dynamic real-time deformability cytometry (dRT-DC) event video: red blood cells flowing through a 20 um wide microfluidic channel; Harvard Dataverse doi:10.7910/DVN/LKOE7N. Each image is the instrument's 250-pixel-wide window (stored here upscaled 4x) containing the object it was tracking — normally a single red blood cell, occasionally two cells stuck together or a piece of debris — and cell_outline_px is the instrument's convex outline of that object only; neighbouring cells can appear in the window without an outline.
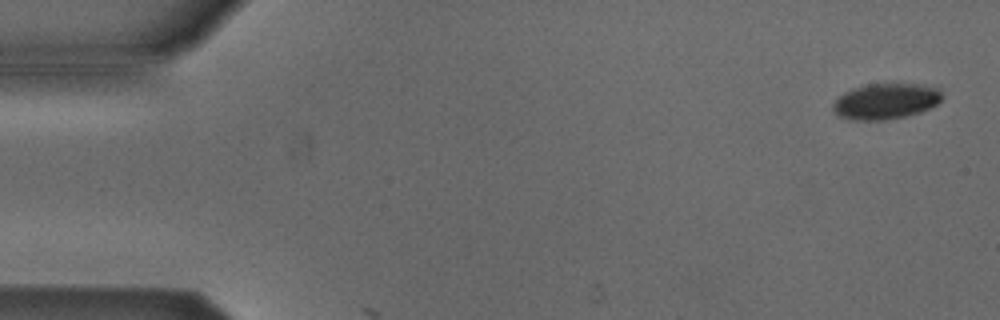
{"species": "Egyptian fruit bat (a non-hibernating species)", "species_latin": "Rousettus aegyptiacus", "temperature_condition": "cold", "stored_images_in_passage": 4, "camera_frame_rate_fps": 3000, "um_per_image_px": 0.085, "animal": {"sex": "male"}, "frame": {"image": 1, "passage_image": 1, "time_ms": 0.0, "image_size_px": [1000, 320], "cell_outline_px": [[944, 96], [936, 104], [920, 112], [904, 116], [884, 120], [852, 120], [836, 116], [832, 108], [832, 104], [844, 92], [852, 88], [868, 84], [920, 84], [940, 88]], "centroid_in_image_um": [75.27, 8.6], "position_along_channel_um": 9.7, "area_um2": 22.83}}
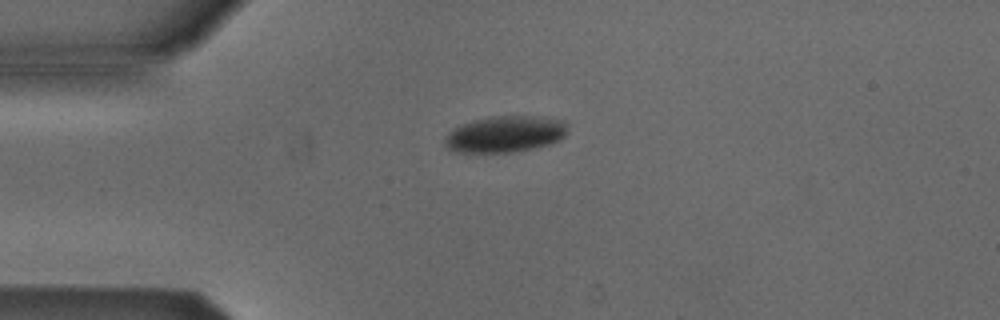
{"frame": {"image": 2, "passage_image": 4, "time_ms": 3.667, "image_size_px": [1000, 320], "cell_outline_px": [[568, 132], [560, 140], [548, 144], [532, 148], [512, 152], [456, 152], [448, 148], [444, 144], [444, 136], [448, 132], [464, 124], [488, 116], [544, 116], [564, 120], [568, 124]], "centroid_in_image_um": [42.98, 11.39], "position_along_channel_um": 42.0, "area_um2": 26.13}}